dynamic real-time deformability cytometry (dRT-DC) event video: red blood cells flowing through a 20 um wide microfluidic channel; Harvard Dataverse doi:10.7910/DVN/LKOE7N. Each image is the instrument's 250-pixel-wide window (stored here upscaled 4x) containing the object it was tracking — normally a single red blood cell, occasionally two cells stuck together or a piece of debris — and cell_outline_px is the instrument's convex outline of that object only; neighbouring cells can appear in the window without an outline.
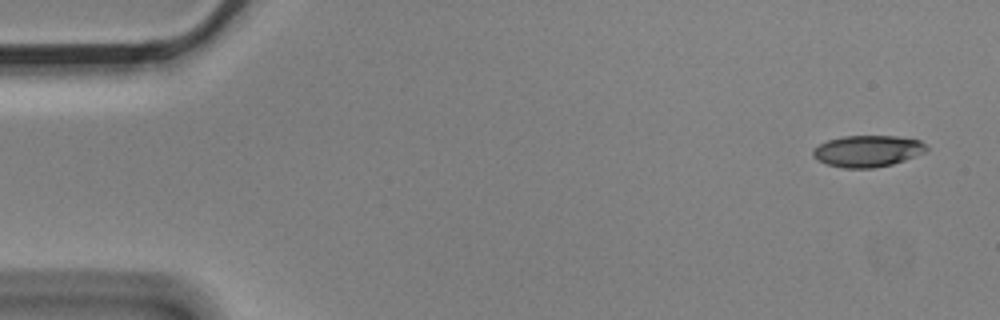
{"species": "Egyptian fruit bat (a non-hibernating species)", "species_latin": "Rousettus aegyptiacus", "temperature_condition": "cold", "stored_images_in_passage": 5, "camera_frame_rate_fps": 3000, "um_per_image_px": 0.085, "animal": {"sex": "male"}, "frame": {"image": 1, "passage_image": 1, "time_ms": 0.0, "image_size_px": [1000, 320], "cell_outline_px": [[928, 148], [924, 152], [904, 160], [892, 164], [872, 168], [844, 168], [828, 164], [816, 160], [812, 156], [812, 148], [828, 140], [844, 136], [896, 136], [920, 140]], "centroid_in_image_um": [73.7, 12.84], "position_along_channel_um": 11.3, "area_um2": 20.75}}